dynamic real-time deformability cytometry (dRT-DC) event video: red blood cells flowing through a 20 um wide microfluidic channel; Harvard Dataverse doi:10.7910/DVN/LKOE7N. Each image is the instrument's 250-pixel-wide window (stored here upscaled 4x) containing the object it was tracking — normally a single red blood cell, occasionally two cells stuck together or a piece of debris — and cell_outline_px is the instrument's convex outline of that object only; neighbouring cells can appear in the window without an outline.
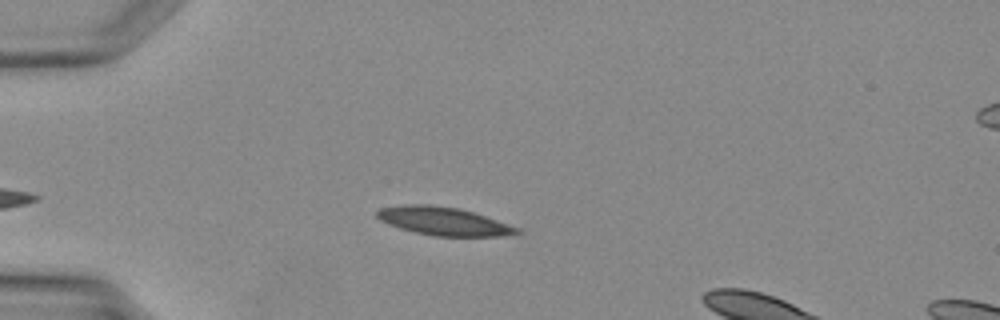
{"species": "Egyptian fruit bat (a non-hibernating species)", "species_latin": "Rousettus aegyptiacus", "temperature_condition": "warm", "stored_images_in_passage": 35, "camera_frame_rate_fps": 3000, "um_per_image_px": 0.085, "animal": {"sex": "female"}, "frame": {"image": 1, "passage_image": 11, "time_ms": 3.333, "image_size_px": [1000, 320], "cell_outline_px": [[524, 232], [500, 236], [436, 236], [416, 232], [400, 228], [388, 224], [380, 220], [376, 216], [376, 212], [380, 208], [404, 204], [428, 204], [460, 208], [520, 228]], "centroid_in_image_um": [37.69, 18.79], "position_along_channel_um": 47.3, "area_um2": 22.89}}
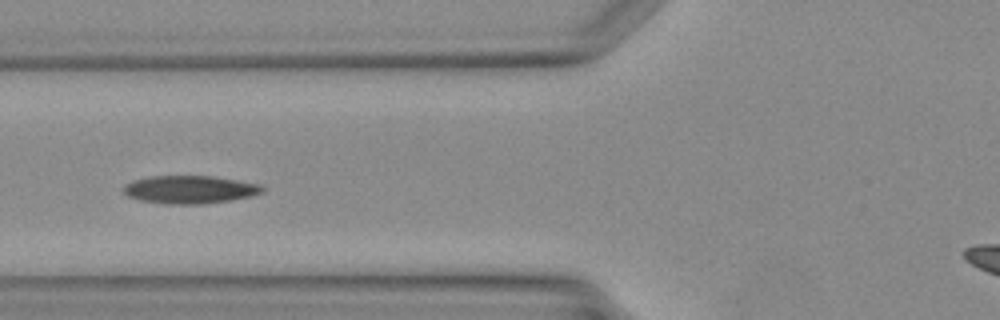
{"frame": {"image": 2, "passage_image": 16, "time_ms": 5.0, "image_size_px": [1000, 320], "cell_outline_px": [[264, 192], [252, 196], [228, 200], [200, 204], [164, 204], [140, 200], [128, 196], [124, 192], [124, 184], [132, 180], [148, 176], [212, 176], [260, 184], [264, 188]], "centroid_in_image_um": [16.11, 16.11], "position_along_channel_um": 109.7, "area_um2": 22.6}}